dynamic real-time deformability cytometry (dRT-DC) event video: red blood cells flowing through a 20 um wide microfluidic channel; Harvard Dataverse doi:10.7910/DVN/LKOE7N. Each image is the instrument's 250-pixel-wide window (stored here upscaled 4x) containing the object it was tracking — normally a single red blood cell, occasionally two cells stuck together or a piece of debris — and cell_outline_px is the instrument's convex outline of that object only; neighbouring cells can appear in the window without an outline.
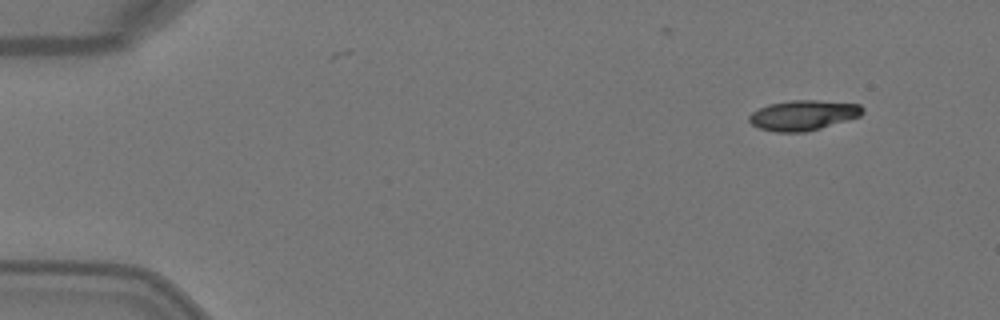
{"species": "Egyptian fruit bat (a non-hibernating species)", "species_latin": "Rousettus aegyptiacus", "temperature_condition": "warm", "stored_images_in_passage": 4, "camera_frame_rate_fps": 3000, "um_per_image_px": 0.085, "animal": {"sex": "female"}, "frame": {"image": 1, "passage_image": 1, "time_ms": 0.0, "image_size_px": [1000, 320], "cell_outline_px": [[864, 112], [860, 116], [820, 128], [804, 132], [776, 132], [760, 128], [752, 124], [748, 120], [748, 116], [752, 112], [768, 104], [792, 100], [816, 100], [860, 104], [864, 108]], "centroid_in_image_um": [68.27, 9.79], "position_along_channel_um": 16.7, "area_um2": 19.83}}